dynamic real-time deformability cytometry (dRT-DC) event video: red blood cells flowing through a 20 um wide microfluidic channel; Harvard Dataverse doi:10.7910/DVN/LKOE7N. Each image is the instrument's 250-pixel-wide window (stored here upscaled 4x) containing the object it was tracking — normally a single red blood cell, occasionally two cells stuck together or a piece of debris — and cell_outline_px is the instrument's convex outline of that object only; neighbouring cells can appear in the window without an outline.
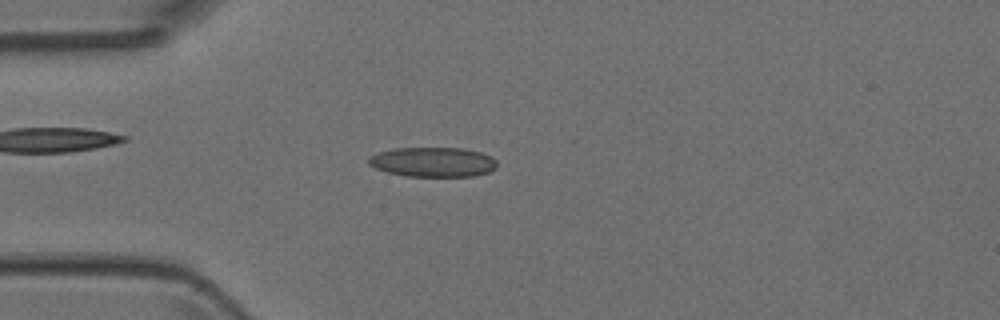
{"species": "Egyptian fruit bat (a non-hibernating species)", "species_latin": "Rousettus aegyptiacus", "temperature_condition": "room temperature", "stored_images_in_passage": 5, "camera_frame_rate_fps": 3000, "um_per_image_px": 0.085, "animal": {"sex": "female"}, "frame": {"image": 1, "passage_image": 3, "time_ms": 0.667, "image_size_px": [1000, 320], "cell_outline_px": [[496, 168], [488, 172], [472, 176], [404, 176], [388, 172], [376, 168], [368, 164], [368, 156], [376, 152], [392, 148], [464, 148], [480, 152], [492, 156], [496, 160]], "centroid_in_image_um": [36.77, 13.76], "position_along_channel_um": 48.2, "area_um2": 22.37}}